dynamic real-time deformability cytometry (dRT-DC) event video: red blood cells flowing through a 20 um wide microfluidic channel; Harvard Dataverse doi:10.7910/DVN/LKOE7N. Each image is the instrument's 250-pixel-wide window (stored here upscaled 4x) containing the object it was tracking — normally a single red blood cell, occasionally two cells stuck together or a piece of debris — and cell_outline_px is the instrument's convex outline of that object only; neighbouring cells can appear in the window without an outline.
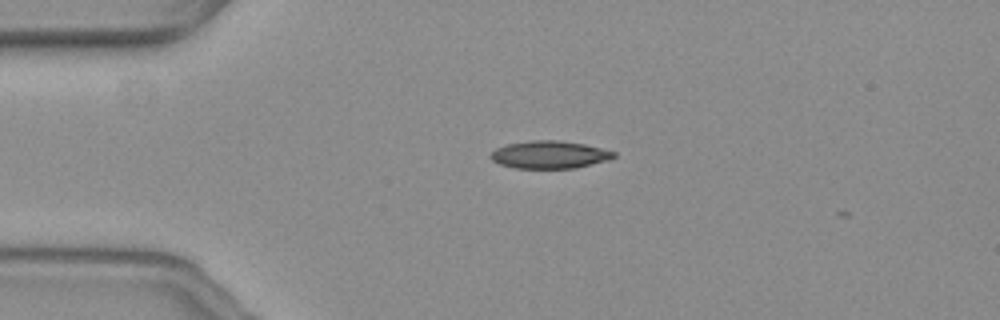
{"species": "common noctule bat (a hibernating species)", "species_latin": "Nyctalus noctula", "temperature_condition": "warm", "stored_images_in_passage": 3, "camera_frame_rate_fps": 3000, "um_per_image_px": 0.085, "animal": {"sex": "female", "body_mass_g": 19.3, "forearm_length_mm": 54.1}, "frame": {"image": 1, "passage_image": 1, "time_ms": 0.0, "image_size_px": [1000, 320], "cell_outline_px": [[616, 156], [608, 160], [576, 168], [512, 168], [500, 164], [492, 160], [488, 156], [496, 148], [508, 144], [532, 140], [556, 140], [584, 144], [616, 152]], "centroid_in_image_um": [46.69, 13.15], "position_along_channel_um": 38.3, "area_um2": 19.77}}